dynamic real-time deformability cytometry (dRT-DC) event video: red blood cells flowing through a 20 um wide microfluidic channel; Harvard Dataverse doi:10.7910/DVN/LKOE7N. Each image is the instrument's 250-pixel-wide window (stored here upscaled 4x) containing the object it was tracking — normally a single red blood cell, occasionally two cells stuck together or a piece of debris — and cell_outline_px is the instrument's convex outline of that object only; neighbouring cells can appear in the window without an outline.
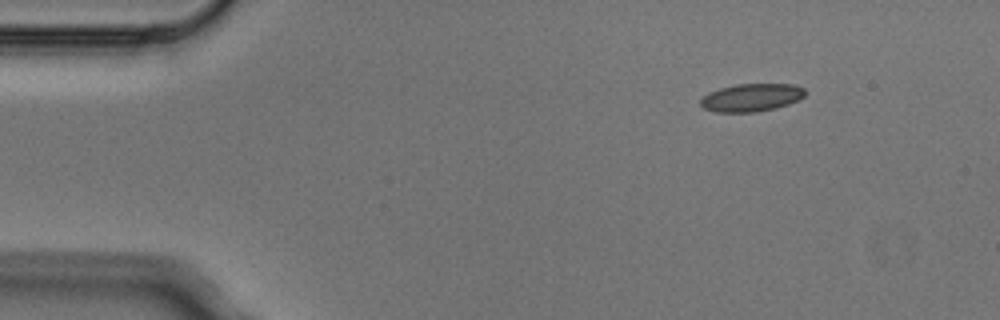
{"species": "Egyptian fruit bat (a non-hibernating species)", "species_latin": "Rousettus aegyptiacus", "temperature_condition": "cold", "stored_images_in_passage": 4, "camera_frame_rate_fps": 3000, "um_per_image_px": 0.085, "animal": {"sex": "male"}, "frame": {"image": 1, "passage_image": 1, "time_ms": 0.0, "image_size_px": [1000, 320], "cell_outline_px": [[804, 96], [788, 104], [776, 108], [756, 112], [716, 112], [704, 108], [700, 104], [700, 100], [708, 92], [720, 88], [736, 84], [796, 84], [804, 88]], "centroid_in_image_um": [63.86, 8.29], "position_along_channel_um": 21.1, "area_um2": 16.94}}
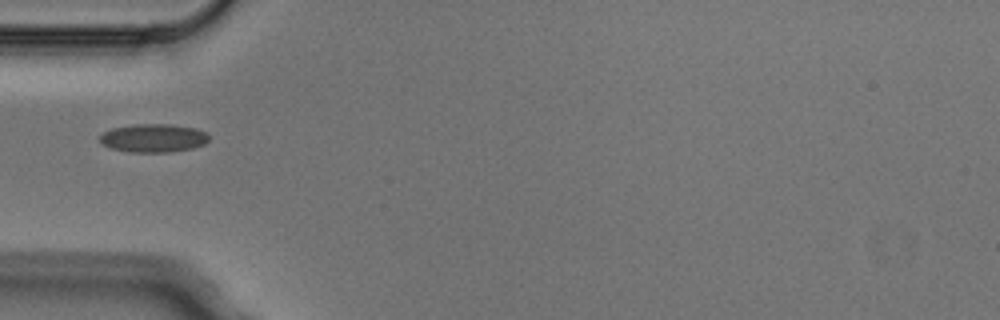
{"frame": {"image": 2, "passage_image": 4, "time_ms": 1.0, "image_size_px": [1000, 320], "cell_outline_px": [[208, 140], [204, 144], [192, 148], [172, 152], [128, 152], [112, 148], [104, 144], [100, 140], [100, 136], [104, 132], [112, 128], [132, 124], [172, 124], [196, 128], [208, 132]], "centroid_in_image_um": [13.07, 11.72], "position_along_channel_um": 71.9, "area_um2": 18.09}}